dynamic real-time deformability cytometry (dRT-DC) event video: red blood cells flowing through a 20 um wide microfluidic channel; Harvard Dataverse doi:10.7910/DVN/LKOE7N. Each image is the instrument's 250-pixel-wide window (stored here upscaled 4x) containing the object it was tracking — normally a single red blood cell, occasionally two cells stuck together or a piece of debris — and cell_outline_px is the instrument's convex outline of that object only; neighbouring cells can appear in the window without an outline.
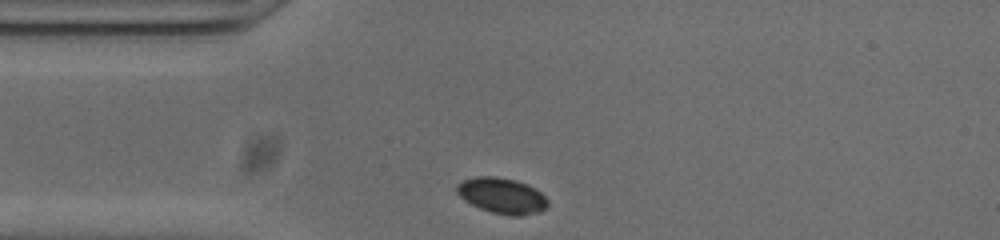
{"species": "common noctule bat (a hibernating species)", "species_latin": "Nyctalus noctula", "temperature_condition": "cold", "stored_images_in_passage": 30, "camera_frame_rate_fps": 3000, "um_per_image_px": 0.085, "animal": {"sex": "male", "body_mass_g": 20.0, "forearm_length_mm": 53.3}, "frame": {"image": 1, "passage_image": 1, "time_ms": 0.0, "image_size_px": [1000, 240], "cell_outline_px": [[548, 208], [540, 212], [520, 216], [512, 216], [492, 212], [480, 208], [464, 200], [456, 192], [456, 184], [464, 180], [476, 176], [496, 176], [516, 180], [528, 184], [540, 192], [548, 200]], "centroid_in_image_um": [42.68, 16.63], "position_along_channel_um": 42.3, "area_um2": 19.07}}
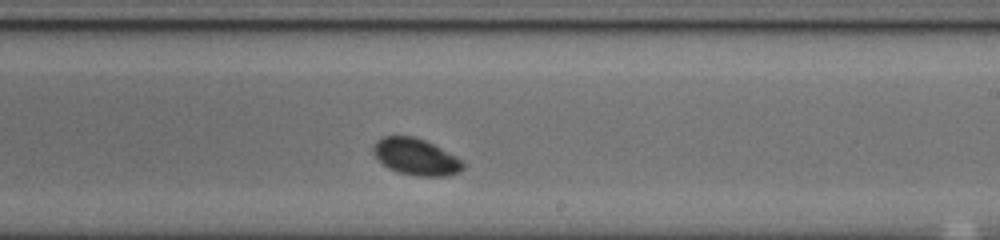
{"frame": {"image": 2, "passage_image": 19, "time_ms": 6.0, "image_size_px": [1000, 240], "cell_outline_px": [[464, 168], [460, 172], [444, 176], [416, 176], [396, 172], [388, 168], [372, 152], [372, 144], [376, 140], [384, 136], [412, 136], [424, 140], [456, 156], [464, 164]], "centroid_in_image_um": [35.32, 13.33], "position_along_channel_um": 253.7, "area_um2": 19.07}}
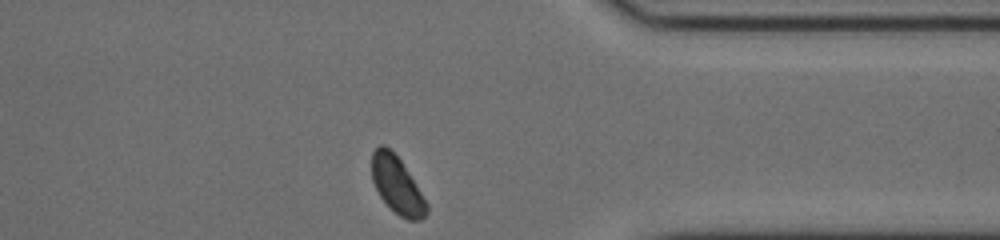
{"frame": {"image": 3, "passage_image": 30, "time_ms": 9.667, "image_size_px": [1000, 240], "cell_outline_px": [[428, 212], [420, 220], [408, 220], [400, 216], [380, 196], [372, 180], [372, 152], [380, 144], [384, 144], [400, 160], [428, 204]], "centroid_in_image_um": [33.74, 15.74], "position_along_channel_um": 377.7, "area_um2": 17.69}, "authors_computed_cell_mechanics": {"area_um2": 18.6983, "velocity_mm_per_s": 3.7627, "shape_relaxation_time_tau1_ms": 0.6095, "shape_relaxation_time_tau2_ms": null, "deformation_change_tau1": 0.0161, "deformation_change_tau2": null}}